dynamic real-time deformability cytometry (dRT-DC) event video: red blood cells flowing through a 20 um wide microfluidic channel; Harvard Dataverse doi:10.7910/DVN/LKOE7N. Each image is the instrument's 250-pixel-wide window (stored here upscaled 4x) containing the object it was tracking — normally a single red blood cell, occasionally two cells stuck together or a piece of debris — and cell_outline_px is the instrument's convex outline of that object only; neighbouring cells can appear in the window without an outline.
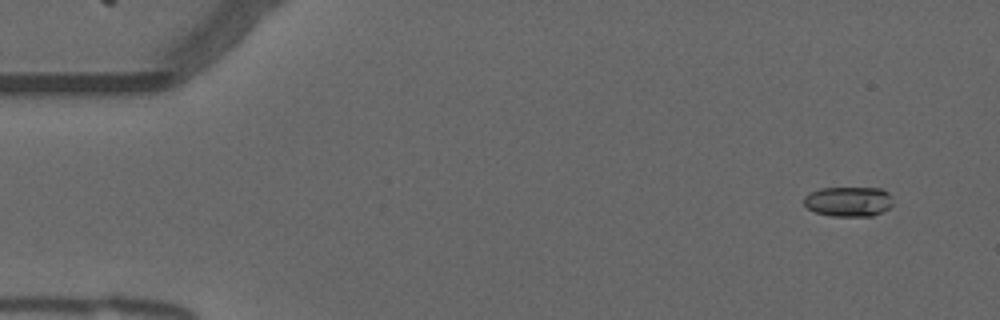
{"species": "common noctule bat (a hibernating species)", "species_latin": "Nyctalus noctula", "temperature_condition": "warm", "stored_images_in_passage": 55, "camera_frame_rate_fps": 3000, "um_per_image_px": 0.085, "animal": {"sex": "male", "forearm_length_mm": 52.5}, "frame": {"image": 1, "passage_image": 4, "time_ms": 1.0, "image_size_px": [1000, 320], "cell_outline_px": [[892, 204], [888, 208], [872, 216], [832, 216], [816, 212], [808, 208], [804, 204], [804, 196], [808, 192], [820, 188], [880, 188], [888, 192]], "centroid_in_image_um": [72.08, 17.12], "position_along_channel_um": 12.9, "area_um2": 15.43}}
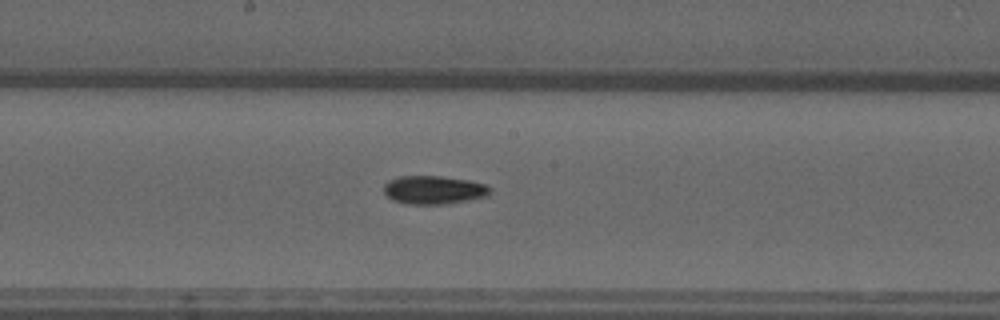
{"frame": {"image": 2, "passage_image": 29, "time_ms": 9.333, "image_size_px": [1000, 320], "cell_outline_px": [[492, 188], [488, 196], [468, 200], [444, 204], [412, 204], [392, 200], [384, 192], [384, 184], [388, 180], [400, 176], [440, 176], [468, 180], [484, 184]], "centroid_in_image_um": [36.87, 16.14], "position_along_channel_um": 211.3, "area_um2": 17.51}}
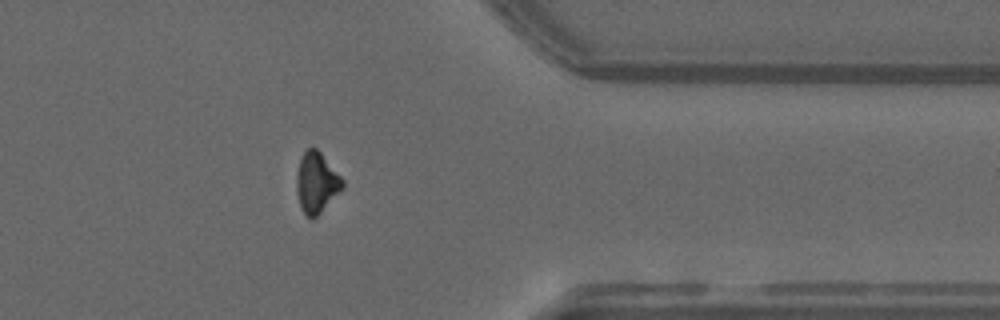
{"frame": {"image": 3, "passage_image": 44, "time_ms": 14.333, "image_size_px": [1000, 320], "cell_outline_px": [[344, 188], [312, 220], [300, 208], [296, 188], [296, 176], [300, 156], [308, 148], [316, 148], [320, 152], [344, 180]], "centroid_in_image_um": [26.89, 15.51], "position_along_channel_um": 384.5, "area_um2": 16.18}}